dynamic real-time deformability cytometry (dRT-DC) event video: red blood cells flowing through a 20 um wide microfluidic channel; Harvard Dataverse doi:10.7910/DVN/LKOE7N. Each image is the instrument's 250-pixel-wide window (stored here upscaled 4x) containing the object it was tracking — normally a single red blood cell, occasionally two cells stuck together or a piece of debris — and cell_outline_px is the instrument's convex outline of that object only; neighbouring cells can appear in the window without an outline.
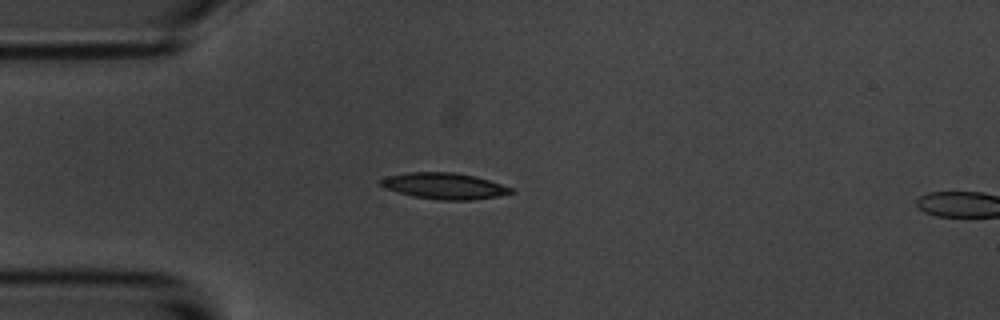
{"species": "common noctule bat (a hibernating species)", "species_latin": "Nyctalus noctula", "temperature_condition": "room temperature", "stored_images_in_passage": 16, "camera_frame_rate_fps": 3000, "um_per_image_px": 0.085, "animal": {"sex": "male", "body_mass_g": 20.1, "forearm_length_mm": 53.5}, "frame": {"image": 1, "passage_image": 14, "time_ms": 4.333, "image_size_px": [1000, 320], "cell_outline_px": [[516, 192], [500, 196], [472, 200], [440, 200], [412, 196], [384, 188], [380, 184], [380, 180], [388, 176], [412, 172], [452, 172], [476, 176], [512, 188]], "centroid_in_image_um": [37.79, 15.81], "position_along_channel_um": 47.2, "area_um2": 19.83}}